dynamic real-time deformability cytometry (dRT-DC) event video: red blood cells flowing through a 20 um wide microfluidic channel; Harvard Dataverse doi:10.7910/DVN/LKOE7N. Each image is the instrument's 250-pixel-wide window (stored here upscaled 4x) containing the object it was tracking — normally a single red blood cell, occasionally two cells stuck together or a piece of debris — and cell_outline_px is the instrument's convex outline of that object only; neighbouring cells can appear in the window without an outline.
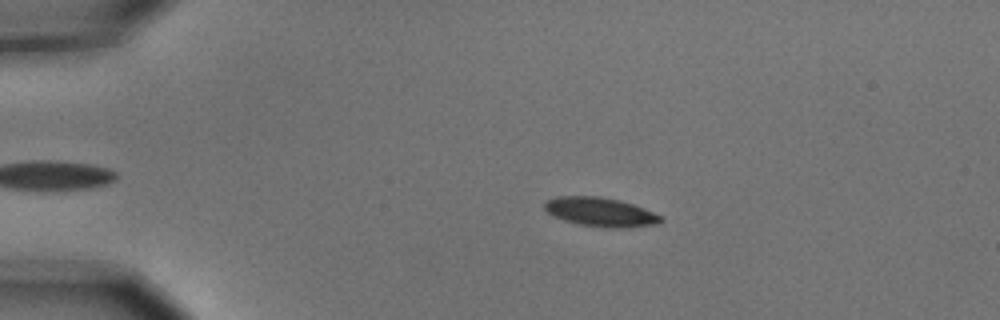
{"species": "common noctule bat (a hibernating species)", "species_latin": "Nyctalus noctula", "temperature_condition": "cold", "stored_images_in_passage": 8, "camera_frame_rate_fps": 3000, "um_per_image_px": 0.085, "animal": {"sex": "male", "body_mass_g": 15.6}, "frame": {"image": 1, "passage_image": 2, "time_ms": 0.333, "image_size_px": [1000, 320], "cell_outline_px": [[664, 220], [660, 224], [620, 228], [608, 228], [580, 224], [564, 220], [552, 216], [544, 208], [544, 200], [556, 196], [600, 196], [620, 200], [644, 208], [664, 216]], "centroid_in_image_um": [51.06, 18.01], "position_along_channel_um": 33.9, "area_um2": 19.94}}
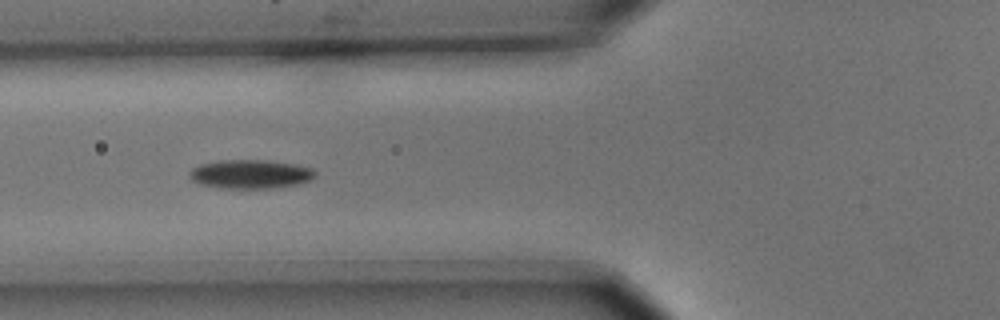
{"frame": {"image": 2, "passage_image": 5, "time_ms": 1.333, "image_size_px": [1000, 320], "cell_outline_px": [[316, 176], [312, 180], [296, 184], [272, 188], [220, 188], [200, 184], [192, 180], [188, 172], [192, 168], [200, 164], [220, 160], [268, 160], [296, 164], [312, 168], [316, 172]], "centroid_in_image_um": [21.3, 14.79], "position_along_channel_um": 104.5, "area_um2": 21.27}}
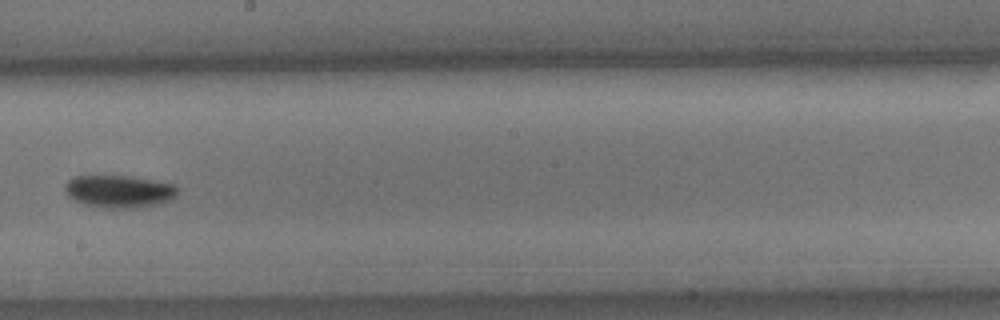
{"frame": {"image": 3, "passage_image": 8, "time_ms": 2.333, "image_size_px": [1000, 320], "cell_outline_px": [[176, 196], [172, 200], [140, 208], [108, 208], [84, 204], [68, 196], [64, 192], [64, 184], [68, 180], [76, 176], [132, 176], [176, 184]], "centroid_in_image_um": [10.13, 16.26], "position_along_channel_um": 238.1, "area_um2": 21.44}}